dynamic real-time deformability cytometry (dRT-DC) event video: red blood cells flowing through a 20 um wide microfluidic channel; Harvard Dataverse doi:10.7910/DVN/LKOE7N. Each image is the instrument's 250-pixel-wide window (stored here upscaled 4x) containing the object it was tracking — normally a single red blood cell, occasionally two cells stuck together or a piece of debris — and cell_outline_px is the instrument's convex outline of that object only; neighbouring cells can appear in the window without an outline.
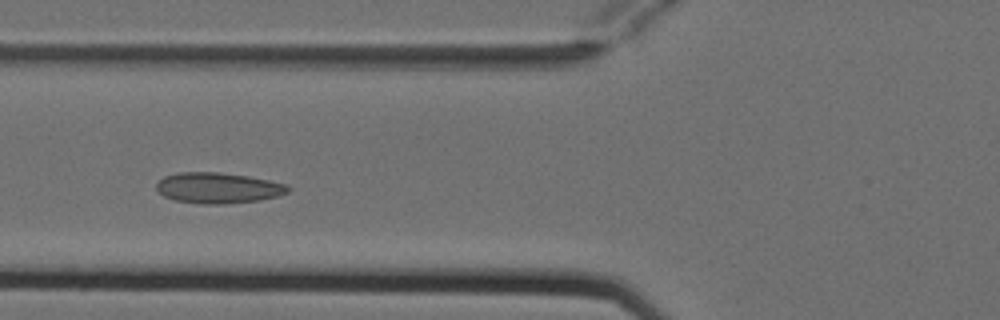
{"species": "Egyptian fruit bat (a non-hibernating species)", "species_latin": "Rousettus aegyptiacus", "temperature_condition": "cold", "stored_images_in_passage": 5, "camera_frame_rate_fps": 3000, "um_per_image_px": 0.085, "animal": {"sex": "female"}, "frame": {"image": 1, "passage_image": 2, "time_ms": 0.333, "image_size_px": [1000, 320], "cell_outline_px": [[292, 188], [288, 192], [276, 196], [260, 200], [220, 204], [204, 204], [172, 200], [164, 196], [156, 188], [156, 184], [164, 176], [180, 172], [220, 172], [248, 176], [288, 184]], "centroid_in_image_um": [18.54, 15.97], "position_along_channel_um": 107.3, "area_um2": 23.58}}
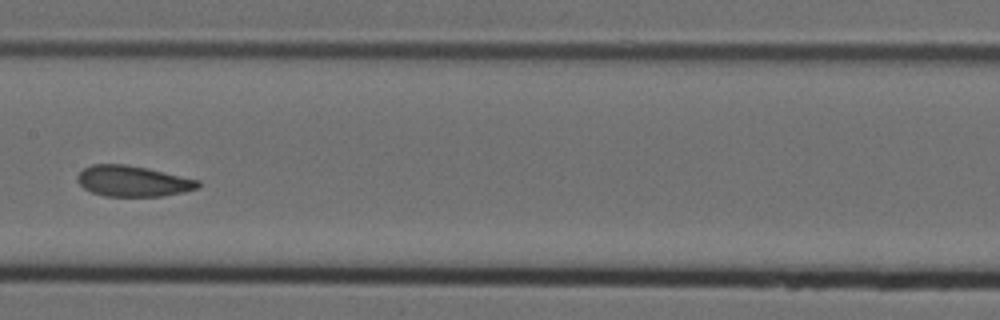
{"frame": {"image": 2, "passage_image": 4, "time_ms": 1.0, "image_size_px": [1000, 320], "cell_outline_px": [[200, 184], [196, 188], [184, 192], [164, 196], [104, 196], [92, 192], [84, 188], [76, 180], [76, 176], [84, 168], [92, 164], [124, 164], [148, 168], [200, 180]], "centroid_in_image_um": [11.29, 15.39], "position_along_channel_um": 196.1, "area_um2": 21.68}}
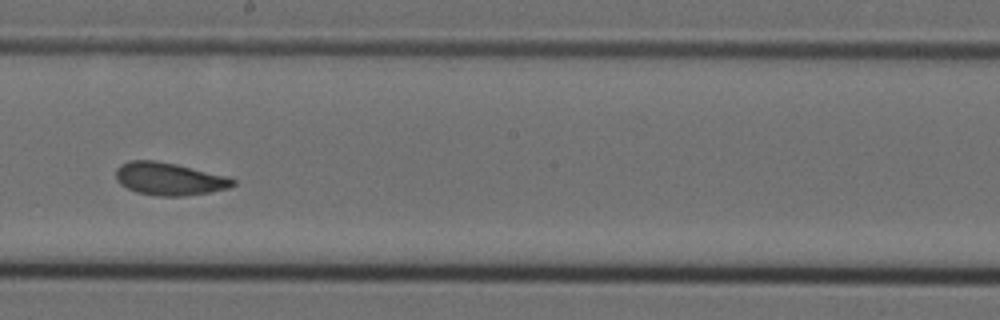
{"frame": {"image": 3, "passage_image": 5, "time_ms": 1.333, "image_size_px": [1000, 320], "cell_outline_px": [[236, 184], [228, 188], [208, 192], [184, 196], [156, 196], [136, 192], [120, 184], [116, 180], [116, 168], [120, 164], [128, 160], [156, 160], [176, 164], [228, 176], [236, 180]], "centroid_in_image_um": [14.37, 15.2], "position_along_channel_um": 233.8, "area_um2": 22.43}}